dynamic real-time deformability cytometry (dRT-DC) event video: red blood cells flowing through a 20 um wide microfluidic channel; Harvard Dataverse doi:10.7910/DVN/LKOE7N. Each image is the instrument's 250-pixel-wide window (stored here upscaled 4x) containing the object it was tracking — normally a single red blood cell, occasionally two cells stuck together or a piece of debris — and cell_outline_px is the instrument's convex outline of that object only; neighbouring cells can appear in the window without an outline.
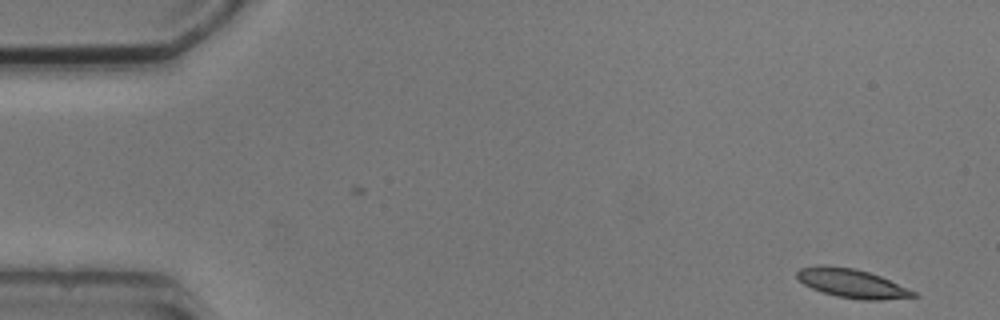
{"species": "common noctule bat (a hibernating species)", "species_latin": "Nyctalus noctula", "temperature_condition": "cold", "stored_images_in_passage": 2, "camera_frame_rate_fps": 3000, "um_per_image_px": 0.085, "animal": {"sex": "male", "body_mass_g": 20.5, "forearm_length_mm": 52.5}, "frame": {"image": 1, "passage_image": 2, "time_ms": 2.333, "image_size_px": [1000, 320], "cell_outline_px": [[920, 296], [880, 300], [860, 300], [836, 296], [812, 288], [804, 284], [796, 276], [796, 272], [800, 268], [856, 268], [880, 276], [916, 292]], "centroid_in_image_um": [72.5, 24.14], "position_along_channel_um": 12.5, "area_um2": 18.73}}